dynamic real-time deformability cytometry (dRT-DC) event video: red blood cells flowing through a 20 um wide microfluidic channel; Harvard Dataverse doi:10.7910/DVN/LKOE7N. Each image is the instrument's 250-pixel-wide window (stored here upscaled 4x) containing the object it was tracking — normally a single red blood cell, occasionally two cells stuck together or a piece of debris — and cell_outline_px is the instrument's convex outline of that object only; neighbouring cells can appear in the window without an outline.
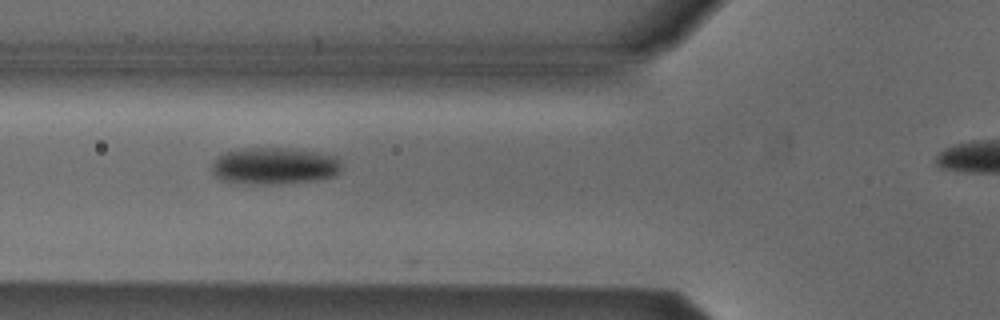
{"species": "Egyptian fruit bat (a non-hibernating species)", "species_latin": "Rousettus aegyptiacus", "temperature_condition": "cold", "stored_images_in_passage": 39, "camera_frame_rate_fps": 3000, "um_per_image_px": 0.085, "animal": {"sex": "male"}, "frame": {"image": 1, "passage_image": 12, "time_ms": 3.667, "image_size_px": [1000, 320], "cell_outline_px": [[340, 168], [336, 176], [320, 180], [272, 184], [256, 184], [224, 180], [216, 176], [212, 172], [212, 160], [216, 156], [224, 152], [244, 148], [280, 148], [316, 152], [336, 156], [340, 164]], "centroid_in_image_um": [23.3, 14.1], "position_along_channel_um": 102.5, "area_um2": 27.8}}
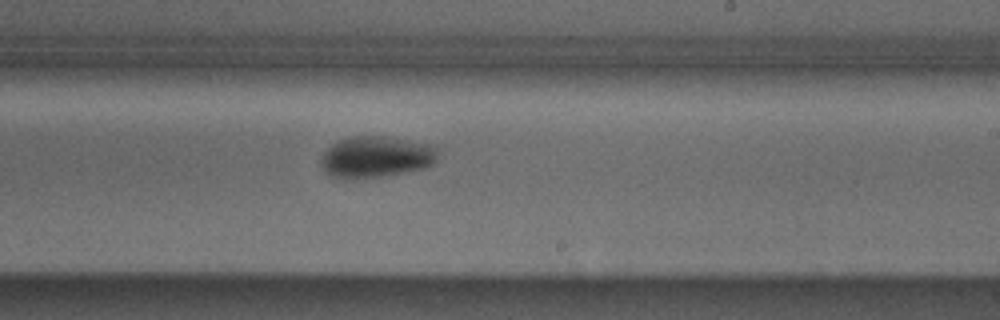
{"frame": {"image": 2, "passage_image": 24, "time_ms": 7.667, "image_size_px": [1000, 320], "cell_outline_px": [[436, 160], [432, 164], [424, 168], [404, 172], [380, 176], [344, 180], [332, 176], [320, 164], [320, 160], [324, 152], [332, 144], [340, 140], [352, 136], [384, 136], [428, 144], [436, 148]], "centroid_in_image_um": [31.92, 13.34], "position_along_channel_um": 257.1, "area_um2": 27.86}}
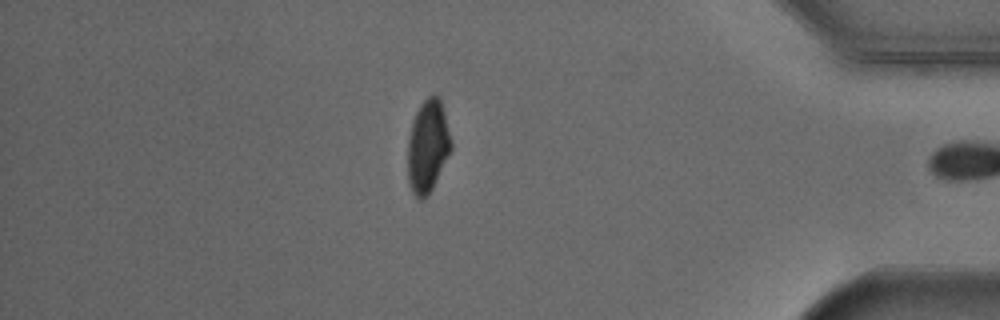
{"frame": {"image": 3, "passage_image": 38, "time_ms": 12.333, "image_size_px": [1000, 320], "cell_outline_px": [[452, 148], [432, 188], [420, 200], [412, 192], [408, 180], [408, 140], [412, 124], [416, 112], [420, 104], [432, 92], [436, 92], [440, 96], [452, 140]], "centroid_in_image_um": [36.37, 12.35], "position_along_channel_um": 398.8, "area_um2": 23.35}, "authors_computed_cell_mechanics": {"area_um2": 24.6806, "velocity_mm_per_s": 3.8726, "shape_relaxation_time_tau1_ms": 3.4799, "shape_relaxation_time_tau2_ms": 8.2097, "deformation_change_tau1": 0.0992, "deformation_change_tau2": 0.0906}}